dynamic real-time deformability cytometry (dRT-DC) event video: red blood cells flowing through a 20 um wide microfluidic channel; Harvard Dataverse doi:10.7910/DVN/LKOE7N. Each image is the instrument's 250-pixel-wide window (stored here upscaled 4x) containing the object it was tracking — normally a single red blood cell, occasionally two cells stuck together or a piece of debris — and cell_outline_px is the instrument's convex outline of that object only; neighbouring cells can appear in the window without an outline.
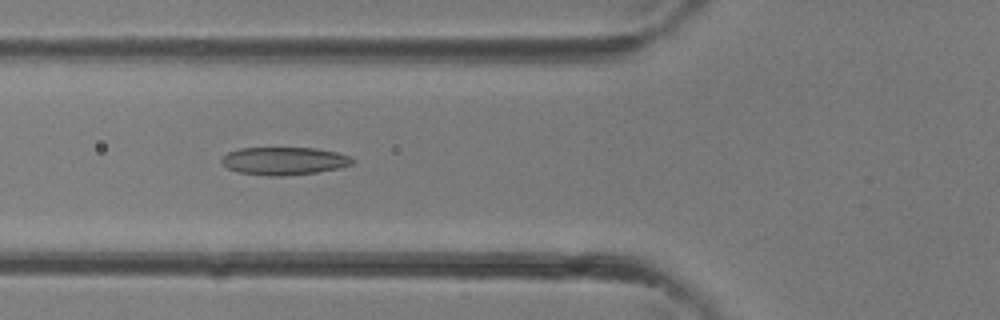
{"species": "common noctule bat (a hibernating species)", "species_latin": "Nyctalus noctula", "temperature_condition": "room temperature", "stored_images_in_passage": 35, "camera_frame_rate_fps": 3000, "um_per_image_px": 0.085, "animal": {"sex": "female"}, "frame": {"image": 1, "passage_image": 13, "time_ms": 4.0, "image_size_px": [1000, 320], "cell_outline_px": [[356, 160], [352, 164], [340, 168], [316, 172], [284, 176], [272, 176], [240, 172], [228, 168], [220, 160], [228, 152], [240, 148], [316, 148], [336, 152], [352, 156]], "centroid_in_image_um": [24.2, 13.67], "position_along_channel_um": 101.6, "area_um2": 21.15}}
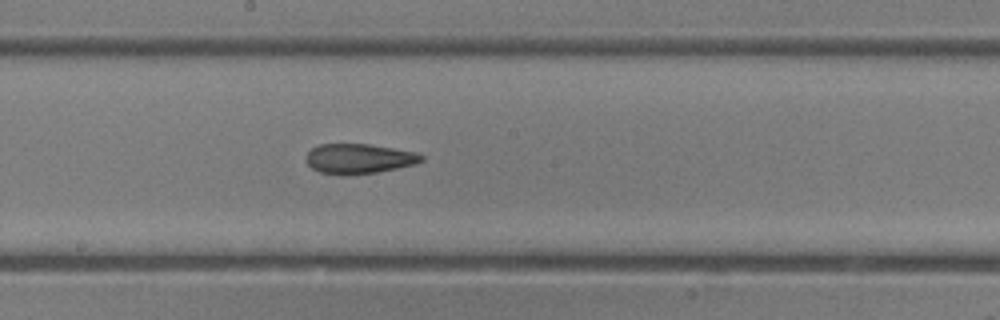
{"frame": {"image": 2, "passage_image": 19, "time_ms": 6.0, "image_size_px": [1000, 320], "cell_outline_px": [[424, 160], [416, 164], [376, 172], [348, 176], [340, 176], [320, 172], [312, 168], [304, 160], [308, 152], [312, 148], [320, 144], [368, 144], [416, 152], [424, 156]], "centroid_in_image_um": [30.48, 13.5], "position_along_channel_um": 217.7, "area_um2": 20.29}}
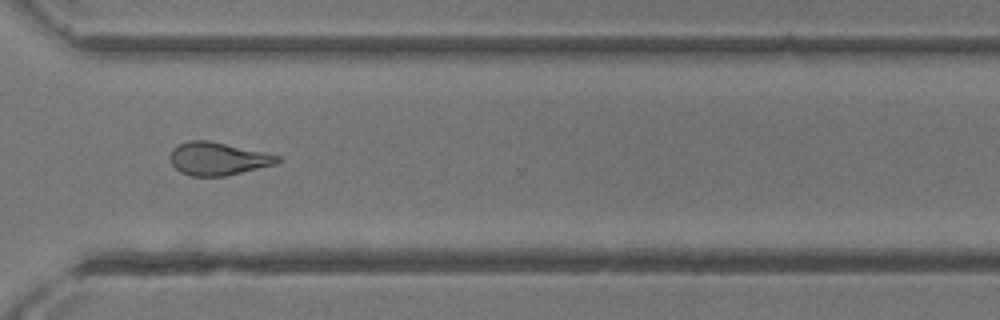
{"frame": {"image": 3, "passage_image": 26, "time_ms": 8.333, "image_size_px": [1000, 320], "cell_outline_px": [[280, 160], [276, 164], [224, 176], [192, 176], [180, 172], [172, 164], [168, 156], [172, 148], [188, 140], [208, 140], [264, 152], [280, 156]], "centroid_in_image_um": [18.48, 13.48], "position_along_channel_um": 352.1, "area_um2": 20.52}}